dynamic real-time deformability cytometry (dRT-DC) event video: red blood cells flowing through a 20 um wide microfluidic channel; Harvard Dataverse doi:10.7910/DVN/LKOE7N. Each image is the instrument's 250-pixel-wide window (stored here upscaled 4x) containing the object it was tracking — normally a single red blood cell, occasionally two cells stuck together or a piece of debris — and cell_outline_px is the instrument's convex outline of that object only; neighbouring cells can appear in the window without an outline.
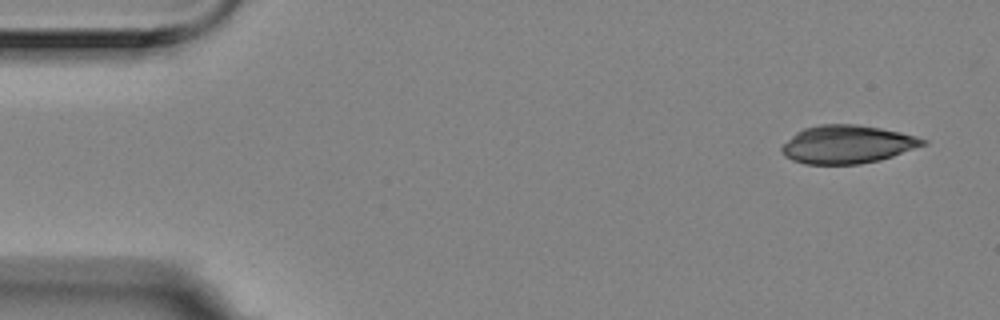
{"species": "Egyptian fruit bat (a non-hibernating species)", "species_latin": "Rousettus aegyptiacus", "temperature_condition": "room temperature", "stored_images_in_passage": 6, "camera_frame_rate_fps": 3000, "um_per_image_px": 0.085, "animal": {"sex": "female"}, "frame": {"image": 1, "passage_image": 1, "time_ms": 0.0, "image_size_px": [1000, 320], "cell_outline_px": [[928, 144], [880, 160], [860, 164], [804, 164], [792, 160], [784, 156], [780, 152], [780, 148], [796, 132], [804, 128], [820, 124], [856, 124], [880, 128], [900, 132], [916, 136], [928, 140]], "centroid_in_image_um": [72.02, 12.27], "position_along_channel_um": 13.0, "area_um2": 31.5}}
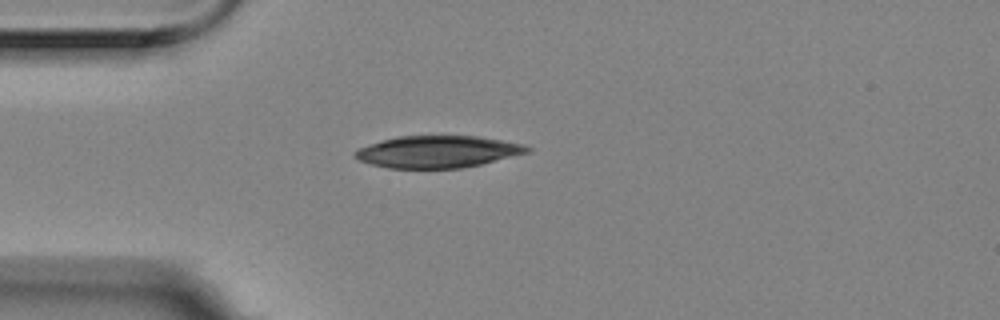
{"frame": {"image": 2, "passage_image": 4, "time_ms": 1.0, "image_size_px": [1000, 320], "cell_outline_px": [[532, 152], [480, 164], [460, 168], [388, 168], [372, 164], [360, 160], [352, 156], [352, 152], [360, 148], [384, 140], [400, 136], [476, 136], [524, 144], [532, 148]], "centroid_in_image_um": [37.24, 12.9], "position_along_channel_um": 47.8, "area_um2": 31.85}}
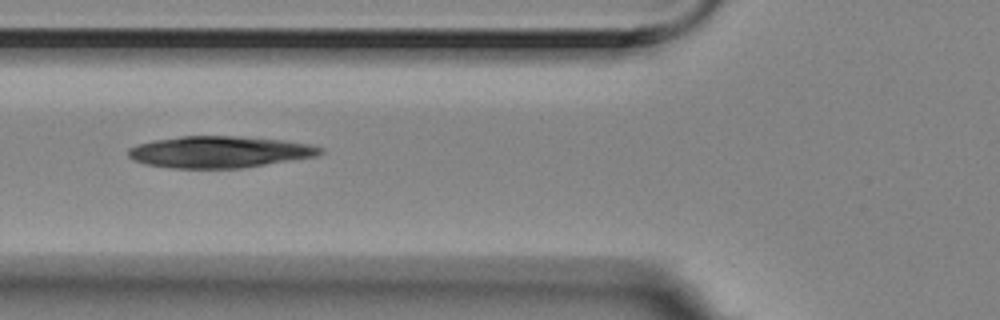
{"frame": {"image": 3, "passage_image": 6, "time_ms": 1.667, "image_size_px": [1000, 320], "cell_outline_px": [[324, 152], [316, 156], [240, 168], [172, 168], [148, 164], [136, 160], [128, 156], [128, 148], [152, 140], [180, 136], [240, 136], [284, 140], [312, 144], [324, 148]], "centroid_in_image_um": [18.69, 12.9], "position_along_channel_um": 107.1, "area_um2": 35.26}}